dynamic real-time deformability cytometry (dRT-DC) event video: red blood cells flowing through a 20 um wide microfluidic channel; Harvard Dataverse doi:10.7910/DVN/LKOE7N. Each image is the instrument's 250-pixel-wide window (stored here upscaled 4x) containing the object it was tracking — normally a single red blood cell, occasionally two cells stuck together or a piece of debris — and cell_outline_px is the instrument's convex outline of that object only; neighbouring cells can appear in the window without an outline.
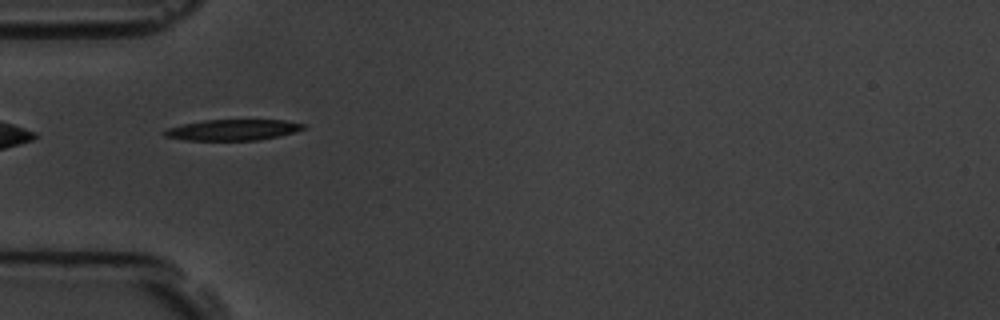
{"species": "common noctule bat (a hibernating species)", "species_latin": "Nyctalus noctula", "temperature_condition": "room temperature", "stored_images_in_passage": 7, "camera_frame_rate_fps": 3000, "um_per_image_px": 0.085, "animal": {"sex": "male", "body_mass_g": 19.5, "forearm_length_mm": 54.6}, "frame": {"image": 1, "passage_image": 5, "time_ms": 4.667, "image_size_px": [1000, 320], "cell_outline_px": [[304, 128], [292, 132], [260, 140], [184, 140], [164, 136], [164, 132], [168, 128], [180, 124], [204, 120], [284, 120], [304, 124]], "centroid_in_image_um": [19.73, 11.03], "position_along_channel_um": 65.3, "area_um2": 16.7}}
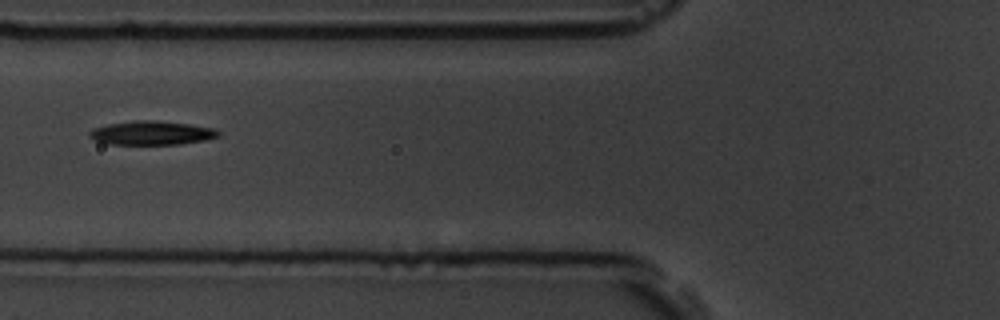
{"frame": {"image": 2, "passage_image": 6, "time_ms": 6.0, "image_size_px": [1000, 320], "cell_outline_px": [[220, 136], [204, 140], [180, 144], [108, 144], [96, 140], [88, 136], [88, 132], [92, 128], [108, 124], [132, 120], [156, 120], [188, 124], [216, 128], [220, 132]], "centroid_in_image_um": [12.88, 11.29], "position_along_channel_um": 112.9, "area_um2": 18.03}}
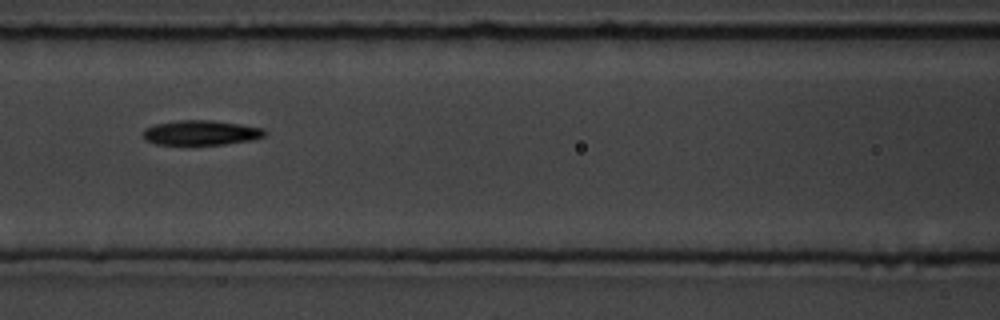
{"frame": {"image": 3, "passage_image": 7, "time_ms": 7.0, "image_size_px": [1000, 320], "cell_outline_px": [[268, 132], [264, 136], [252, 140], [224, 144], [156, 144], [144, 140], [144, 128], [156, 124], [180, 120], [212, 120], [240, 124], [264, 128]], "centroid_in_image_um": [17.11, 11.27], "position_along_channel_um": 149.5, "area_um2": 17.51}}